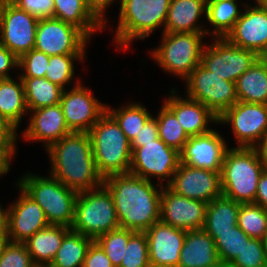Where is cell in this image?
I'll return each mask as SVG.
<instances>
[{
    "instance_id": "4fadbf2b",
    "label": "cell",
    "mask_w": 267,
    "mask_h": 267,
    "mask_svg": "<svg viewBox=\"0 0 267 267\" xmlns=\"http://www.w3.org/2000/svg\"><path fill=\"white\" fill-rule=\"evenodd\" d=\"M38 21L9 0H4L0 8V44L19 59L34 49Z\"/></svg>"
},
{
    "instance_id": "484cf974",
    "label": "cell",
    "mask_w": 267,
    "mask_h": 267,
    "mask_svg": "<svg viewBox=\"0 0 267 267\" xmlns=\"http://www.w3.org/2000/svg\"><path fill=\"white\" fill-rule=\"evenodd\" d=\"M69 230L67 226L49 224L24 242L34 264L50 265Z\"/></svg>"
},
{
    "instance_id": "f1b7e54d",
    "label": "cell",
    "mask_w": 267,
    "mask_h": 267,
    "mask_svg": "<svg viewBox=\"0 0 267 267\" xmlns=\"http://www.w3.org/2000/svg\"><path fill=\"white\" fill-rule=\"evenodd\" d=\"M17 80L12 77L0 79V116L7 119L16 128L22 122L23 115L29 112L23 80L20 76Z\"/></svg>"
},
{
    "instance_id": "74e56055",
    "label": "cell",
    "mask_w": 267,
    "mask_h": 267,
    "mask_svg": "<svg viewBox=\"0 0 267 267\" xmlns=\"http://www.w3.org/2000/svg\"><path fill=\"white\" fill-rule=\"evenodd\" d=\"M85 54H60L52 55L46 69L45 78L66 89L65 87L73 82L75 76L74 61H83Z\"/></svg>"
},
{
    "instance_id": "e575fe53",
    "label": "cell",
    "mask_w": 267,
    "mask_h": 267,
    "mask_svg": "<svg viewBox=\"0 0 267 267\" xmlns=\"http://www.w3.org/2000/svg\"><path fill=\"white\" fill-rule=\"evenodd\" d=\"M216 245L220 261L231 263L251 239L238 225L226 232H207Z\"/></svg>"
},
{
    "instance_id": "30bf717a",
    "label": "cell",
    "mask_w": 267,
    "mask_h": 267,
    "mask_svg": "<svg viewBox=\"0 0 267 267\" xmlns=\"http://www.w3.org/2000/svg\"><path fill=\"white\" fill-rule=\"evenodd\" d=\"M180 164V152L167 146L160 138L141 143L132 151L130 174L152 180L158 177V184L167 186ZM168 179L167 183L164 181Z\"/></svg>"
},
{
    "instance_id": "3957f363",
    "label": "cell",
    "mask_w": 267,
    "mask_h": 267,
    "mask_svg": "<svg viewBox=\"0 0 267 267\" xmlns=\"http://www.w3.org/2000/svg\"><path fill=\"white\" fill-rule=\"evenodd\" d=\"M98 173L104 178L130 172L132 148L116 120L106 111L88 132Z\"/></svg>"
},
{
    "instance_id": "2e32d148",
    "label": "cell",
    "mask_w": 267,
    "mask_h": 267,
    "mask_svg": "<svg viewBox=\"0 0 267 267\" xmlns=\"http://www.w3.org/2000/svg\"><path fill=\"white\" fill-rule=\"evenodd\" d=\"M167 187L178 195L208 204L222 195L221 172L180 163Z\"/></svg>"
},
{
    "instance_id": "ac0fdd59",
    "label": "cell",
    "mask_w": 267,
    "mask_h": 267,
    "mask_svg": "<svg viewBox=\"0 0 267 267\" xmlns=\"http://www.w3.org/2000/svg\"><path fill=\"white\" fill-rule=\"evenodd\" d=\"M19 198L7 207L8 241L24 243L37 231L49 225L41 206L19 186Z\"/></svg>"
},
{
    "instance_id": "52a82bcc",
    "label": "cell",
    "mask_w": 267,
    "mask_h": 267,
    "mask_svg": "<svg viewBox=\"0 0 267 267\" xmlns=\"http://www.w3.org/2000/svg\"><path fill=\"white\" fill-rule=\"evenodd\" d=\"M119 227L113 196L104 185L78 193L71 230L95 240Z\"/></svg>"
},
{
    "instance_id": "ee69618b",
    "label": "cell",
    "mask_w": 267,
    "mask_h": 267,
    "mask_svg": "<svg viewBox=\"0 0 267 267\" xmlns=\"http://www.w3.org/2000/svg\"><path fill=\"white\" fill-rule=\"evenodd\" d=\"M16 7L37 19L54 18L53 0H9Z\"/></svg>"
},
{
    "instance_id": "7c38bea8",
    "label": "cell",
    "mask_w": 267,
    "mask_h": 267,
    "mask_svg": "<svg viewBox=\"0 0 267 267\" xmlns=\"http://www.w3.org/2000/svg\"><path fill=\"white\" fill-rule=\"evenodd\" d=\"M230 124L237 146L254 148L267 134V104L236 102L219 118L218 124Z\"/></svg>"
},
{
    "instance_id": "60d3db41",
    "label": "cell",
    "mask_w": 267,
    "mask_h": 267,
    "mask_svg": "<svg viewBox=\"0 0 267 267\" xmlns=\"http://www.w3.org/2000/svg\"><path fill=\"white\" fill-rule=\"evenodd\" d=\"M231 267H267L263 241L251 238L230 263Z\"/></svg>"
},
{
    "instance_id": "f907efd6",
    "label": "cell",
    "mask_w": 267,
    "mask_h": 267,
    "mask_svg": "<svg viewBox=\"0 0 267 267\" xmlns=\"http://www.w3.org/2000/svg\"><path fill=\"white\" fill-rule=\"evenodd\" d=\"M254 203L267 209V170H264L260 176Z\"/></svg>"
},
{
    "instance_id": "5b68a950",
    "label": "cell",
    "mask_w": 267,
    "mask_h": 267,
    "mask_svg": "<svg viewBox=\"0 0 267 267\" xmlns=\"http://www.w3.org/2000/svg\"><path fill=\"white\" fill-rule=\"evenodd\" d=\"M170 1L120 0L119 21L114 34L117 48L126 50L134 39L144 40L161 26L164 33Z\"/></svg>"
},
{
    "instance_id": "7dc6e473",
    "label": "cell",
    "mask_w": 267,
    "mask_h": 267,
    "mask_svg": "<svg viewBox=\"0 0 267 267\" xmlns=\"http://www.w3.org/2000/svg\"><path fill=\"white\" fill-rule=\"evenodd\" d=\"M17 128L0 116V147H17Z\"/></svg>"
},
{
    "instance_id": "f6af8a7d",
    "label": "cell",
    "mask_w": 267,
    "mask_h": 267,
    "mask_svg": "<svg viewBox=\"0 0 267 267\" xmlns=\"http://www.w3.org/2000/svg\"><path fill=\"white\" fill-rule=\"evenodd\" d=\"M83 267H114L101 246L94 240L86 254Z\"/></svg>"
},
{
    "instance_id": "1f68e13d",
    "label": "cell",
    "mask_w": 267,
    "mask_h": 267,
    "mask_svg": "<svg viewBox=\"0 0 267 267\" xmlns=\"http://www.w3.org/2000/svg\"><path fill=\"white\" fill-rule=\"evenodd\" d=\"M93 238L69 230L63 238L50 267H83L87 251Z\"/></svg>"
},
{
    "instance_id": "ffe728a7",
    "label": "cell",
    "mask_w": 267,
    "mask_h": 267,
    "mask_svg": "<svg viewBox=\"0 0 267 267\" xmlns=\"http://www.w3.org/2000/svg\"><path fill=\"white\" fill-rule=\"evenodd\" d=\"M148 239L151 267H178L186 230L175 228L161 220L145 231Z\"/></svg>"
},
{
    "instance_id": "d4e9b609",
    "label": "cell",
    "mask_w": 267,
    "mask_h": 267,
    "mask_svg": "<svg viewBox=\"0 0 267 267\" xmlns=\"http://www.w3.org/2000/svg\"><path fill=\"white\" fill-rule=\"evenodd\" d=\"M219 261L214 239L204 229L186 231L178 267H209Z\"/></svg>"
},
{
    "instance_id": "9a60e30c",
    "label": "cell",
    "mask_w": 267,
    "mask_h": 267,
    "mask_svg": "<svg viewBox=\"0 0 267 267\" xmlns=\"http://www.w3.org/2000/svg\"><path fill=\"white\" fill-rule=\"evenodd\" d=\"M80 81L76 80L69 92L63 90L59 104L69 130L88 133L106 112L107 105L96 99L91 89L83 87Z\"/></svg>"
},
{
    "instance_id": "bcb514c9",
    "label": "cell",
    "mask_w": 267,
    "mask_h": 267,
    "mask_svg": "<svg viewBox=\"0 0 267 267\" xmlns=\"http://www.w3.org/2000/svg\"><path fill=\"white\" fill-rule=\"evenodd\" d=\"M159 138L158 124L153 115L146 121L144 126L140 129L139 133L132 139L131 148L132 151L136 147H140L141 143H149Z\"/></svg>"
},
{
    "instance_id": "ab89813d",
    "label": "cell",
    "mask_w": 267,
    "mask_h": 267,
    "mask_svg": "<svg viewBox=\"0 0 267 267\" xmlns=\"http://www.w3.org/2000/svg\"><path fill=\"white\" fill-rule=\"evenodd\" d=\"M119 267H151L149 263L148 239L145 232H134L129 237Z\"/></svg>"
},
{
    "instance_id": "4dcf8cb0",
    "label": "cell",
    "mask_w": 267,
    "mask_h": 267,
    "mask_svg": "<svg viewBox=\"0 0 267 267\" xmlns=\"http://www.w3.org/2000/svg\"><path fill=\"white\" fill-rule=\"evenodd\" d=\"M242 9L238 8L237 1L207 0L205 18L214 28L210 35L214 38H225L240 18Z\"/></svg>"
},
{
    "instance_id": "7bdbcfd3",
    "label": "cell",
    "mask_w": 267,
    "mask_h": 267,
    "mask_svg": "<svg viewBox=\"0 0 267 267\" xmlns=\"http://www.w3.org/2000/svg\"><path fill=\"white\" fill-rule=\"evenodd\" d=\"M34 264L24 243L8 241L0 254V267H31Z\"/></svg>"
},
{
    "instance_id": "f546056e",
    "label": "cell",
    "mask_w": 267,
    "mask_h": 267,
    "mask_svg": "<svg viewBox=\"0 0 267 267\" xmlns=\"http://www.w3.org/2000/svg\"><path fill=\"white\" fill-rule=\"evenodd\" d=\"M240 204L224 195L216 197L206 206L203 229L206 232L230 231L238 223Z\"/></svg>"
},
{
    "instance_id": "d590c367",
    "label": "cell",
    "mask_w": 267,
    "mask_h": 267,
    "mask_svg": "<svg viewBox=\"0 0 267 267\" xmlns=\"http://www.w3.org/2000/svg\"><path fill=\"white\" fill-rule=\"evenodd\" d=\"M155 117L158 124L159 138L170 147L179 152L188 141L189 136L175 117V115L163 104Z\"/></svg>"
},
{
    "instance_id": "7a4b0ae2",
    "label": "cell",
    "mask_w": 267,
    "mask_h": 267,
    "mask_svg": "<svg viewBox=\"0 0 267 267\" xmlns=\"http://www.w3.org/2000/svg\"><path fill=\"white\" fill-rule=\"evenodd\" d=\"M45 151L51 162L50 175L69 189L79 193L103 185L88 133L72 132Z\"/></svg>"
},
{
    "instance_id": "e0dca14e",
    "label": "cell",
    "mask_w": 267,
    "mask_h": 267,
    "mask_svg": "<svg viewBox=\"0 0 267 267\" xmlns=\"http://www.w3.org/2000/svg\"><path fill=\"white\" fill-rule=\"evenodd\" d=\"M207 203L190 199L163 186L160 200V220L186 231L203 229Z\"/></svg>"
},
{
    "instance_id": "836d02e7",
    "label": "cell",
    "mask_w": 267,
    "mask_h": 267,
    "mask_svg": "<svg viewBox=\"0 0 267 267\" xmlns=\"http://www.w3.org/2000/svg\"><path fill=\"white\" fill-rule=\"evenodd\" d=\"M106 111L116 120L125 136L132 141L144 126L146 121L152 116L145 106L140 103H129L118 109H111L106 106Z\"/></svg>"
},
{
    "instance_id": "277c9868",
    "label": "cell",
    "mask_w": 267,
    "mask_h": 267,
    "mask_svg": "<svg viewBox=\"0 0 267 267\" xmlns=\"http://www.w3.org/2000/svg\"><path fill=\"white\" fill-rule=\"evenodd\" d=\"M264 170L255 148H229L221 170L222 195L235 202L254 203Z\"/></svg>"
},
{
    "instance_id": "94428289",
    "label": "cell",
    "mask_w": 267,
    "mask_h": 267,
    "mask_svg": "<svg viewBox=\"0 0 267 267\" xmlns=\"http://www.w3.org/2000/svg\"><path fill=\"white\" fill-rule=\"evenodd\" d=\"M31 267H50L48 264H33Z\"/></svg>"
},
{
    "instance_id": "db71d44e",
    "label": "cell",
    "mask_w": 267,
    "mask_h": 267,
    "mask_svg": "<svg viewBox=\"0 0 267 267\" xmlns=\"http://www.w3.org/2000/svg\"><path fill=\"white\" fill-rule=\"evenodd\" d=\"M7 229V208H2L0 203V231H6Z\"/></svg>"
},
{
    "instance_id": "d6a6232c",
    "label": "cell",
    "mask_w": 267,
    "mask_h": 267,
    "mask_svg": "<svg viewBox=\"0 0 267 267\" xmlns=\"http://www.w3.org/2000/svg\"><path fill=\"white\" fill-rule=\"evenodd\" d=\"M23 80L28 110L59 104L63 88L45 77H20Z\"/></svg>"
},
{
    "instance_id": "7402d4cb",
    "label": "cell",
    "mask_w": 267,
    "mask_h": 267,
    "mask_svg": "<svg viewBox=\"0 0 267 267\" xmlns=\"http://www.w3.org/2000/svg\"><path fill=\"white\" fill-rule=\"evenodd\" d=\"M29 112H32L30 123L23 131V138L27 141H41L47 150L64 136L72 133L65 122L60 104L41 107Z\"/></svg>"
},
{
    "instance_id": "44dd1931",
    "label": "cell",
    "mask_w": 267,
    "mask_h": 267,
    "mask_svg": "<svg viewBox=\"0 0 267 267\" xmlns=\"http://www.w3.org/2000/svg\"><path fill=\"white\" fill-rule=\"evenodd\" d=\"M245 4L246 7L233 29L225 37L242 49L262 53L267 45V11L260 5Z\"/></svg>"
},
{
    "instance_id": "6f0895ef",
    "label": "cell",
    "mask_w": 267,
    "mask_h": 267,
    "mask_svg": "<svg viewBox=\"0 0 267 267\" xmlns=\"http://www.w3.org/2000/svg\"><path fill=\"white\" fill-rule=\"evenodd\" d=\"M209 267H231L229 263L223 262V261H219L214 265H211Z\"/></svg>"
},
{
    "instance_id": "9f6ffc18",
    "label": "cell",
    "mask_w": 267,
    "mask_h": 267,
    "mask_svg": "<svg viewBox=\"0 0 267 267\" xmlns=\"http://www.w3.org/2000/svg\"><path fill=\"white\" fill-rule=\"evenodd\" d=\"M259 59L264 62H267V45L265 49L262 51V53L259 55Z\"/></svg>"
},
{
    "instance_id": "8fae6325",
    "label": "cell",
    "mask_w": 267,
    "mask_h": 267,
    "mask_svg": "<svg viewBox=\"0 0 267 267\" xmlns=\"http://www.w3.org/2000/svg\"><path fill=\"white\" fill-rule=\"evenodd\" d=\"M212 39L203 49L201 64L223 80L236 82L259 59L256 52L233 45L226 38Z\"/></svg>"
},
{
    "instance_id": "816d5d0a",
    "label": "cell",
    "mask_w": 267,
    "mask_h": 267,
    "mask_svg": "<svg viewBox=\"0 0 267 267\" xmlns=\"http://www.w3.org/2000/svg\"><path fill=\"white\" fill-rule=\"evenodd\" d=\"M16 147H0V177L8 173Z\"/></svg>"
},
{
    "instance_id": "8d00e7d4",
    "label": "cell",
    "mask_w": 267,
    "mask_h": 267,
    "mask_svg": "<svg viewBox=\"0 0 267 267\" xmlns=\"http://www.w3.org/2000/svg\"><path fill=\"white\" fill-rule=\"evenodd\" d=\"M237 225L251 238L262 240L267 233V209L255 203H241Z\"/></svg>"
},
{
    "instance_id": "cb8c5ba5",
    "label": "cell",
    "mask_w": 267,
    "mask_h": 267,
    "mask_svg": "<svg viewBox=\"0 0 267 267\" xmlns=\"http://www.w3.org/2000/svg\"><path fill=\"white\" fill-rule=\"evenodd\" d=\"M206 1L207 0H171L164 32H195L209 35V30L200 26L203 25L202 23H198L200 20L199 18L206 16Z\"/></svg>"
},
{
    "instance_id": "f35d334b",
    "label": "cell",
    "mask_w": 267,
    "mask_h": 267,
    "mask_svg": "<svg viewBox=\"0 0 267 267\" xmlns=\"http://www.w3.org/2000/svg\"><path fill=\"white\" fill-rule=\"evenodd\" d=\"M134 232L135 231L119 227L108 233H104L95 239L111 260L114 267L120 266L129 237Z\"/></svg>"
},
{
    "instance_id": "681fc988",
    "label": "cell",
    "mask_w": 267,
    "mask_h": 267,
    "mask_svg": "<svg viewBox=\"0 0 267 267\" xmlns=\"http://www.w3.org/2000/svg\"><path fill=\"white\" fill-rule=\"evenodd\" d=\"M86 6L90 11L104 24L107 22L105 19V12L115 0H84ZM120 2V0H119ZM110 5V6H109Z\"/></svg>"
},
{
    "instance_id": "5bb4252c",
    "label": "cell",
    "mask_w": 267,
    "mask_h": 267,
    "mask_svg": "<svg viewBox=\"0 0 267 267\" xmlns=\"http://www.w3.org/2000/svg\"><path fill=\"white\" fill-rule=\"evenodd\" d=\"M90 40L76 26L56 18L39 19L34 49L46 55L85 54Z\"/></svg>"
},
{
    "instance_id": "d6986e66",
    "label": "cell",
    "mask_w": 267,
    "mask_h": 267,
    "mask_svg": "<svg viewBox=\"0 0 267 267\" xmlns=\"http://www.w3.org/2000/svg\"><path fill=\"white\" fill-rule=\"evenodd\" d=\"M229 147L218 131L189 137L180 151V163L196 168L221 172Z\"/></svg>"
},
{
    "instance_id": "6125c7cd",
    "label": "cell",
    "mask_w": 267,
    "mask_h": 267,
    "mask_svg": "<svg viewBox=\"0 0 267 267\" xmlns=\"http://www.w3.org/2000/svg\"><path fill=\"white\" fill-rule=\"evenodd\" d=\"M256 2L255 3H260L262 0H255Z\"/></svg>"
},
{
    "instance_id": "f5cc1de1",
    "label": "cell",
    "mask_w": 267,
    "mask_h": 267,
    "mask_svg": "<svg viewBox=\"0 0 267 267\" xmlns=\"http://www.w3.org/2000/svg\"><path fill=\"white\" fill-rule=\"evenodd\" d=\"M254 148L258 152L263 168L267 170V134Z\"/></svg>"
},
{
    "instance_id": "4316f807",
    "label": "cell",
    "mask_w": 267,
    "mask_h": 267,
    "mask_svg": "<svg viewBox=\"0 0 267 267\" xmlns=\"http://www.w3.org/2000/svg\"><path fill=\"white\" fill-rule=\"evenodd\" d=\"M54 18L80 29L89 39L106 26L90 11L84 0H53Z\"/></svg>"
},
{
    "instance_id": "680465c9",
    "label": "cell",
    "mask_w": 267,
    "mask_h": 267,
    "mask_svg": "<svg viewBox=\"0 0 267 267\" xmlns=\"http://www.w3.org/2000/svg\"><path fill=\"white\" fill-rule=\"evenodd\" d=\"M262 241H263L265 255H266V259H267V233L264 235Z\"/></svg>"
},
{
    "instance_id": "91938a15",
    "label": "cell",
    "mask_w": 267,
    "mask_h": 267,
    "mask_svg": "<svg viewBox=\"0 0 267 267\" xmlns=\"http://www.w3.org/2000/svg\"><path fill=\"white\" fill-rule=\"evenodd\" d=\"M260 5L267 11V0H262Z\"/></svg>"
},
{
    "instance_id": "ba28073f",
    "label": "cell",
    "mask_w": 267,
    "mask_h": 267,
    "mask_svg": "<svg viewBox=\"0 0 267 267\" xmlns=\"http://www.w3.org/2000/svg\"><path fill=\"white\" fill-rule=\"evenodd\" d=\"M206 33L180 32L162 33L159 47L149 52L153 60L167 73L185 80L201 63V56L206 43Z\"/></svg>"
},
{
    "instance_id": "83f0119b",
    "label": "cell",
    "mask_w": 267,
    "mask_h": 267,
    "mask_svg": "<svg viewBox=\"0 0 267 267\" xmlns=\"http://www.w3.org/2000/svg\"><path fill=\"white\" fill-rule=\"evenodd\" d=\"M238 101L267 104V62L258 59L235 82Z\"/></svg>"
},
{
    "instance_id": "9c48e42d",
    "label": "cell",
    "mask_w": 267,
    "mask_h": 267,
    "mask_svg": "<svg viewBox=\"0 0 267 267\" xmlns=\"http://www.w3.org/2000/svg\"><path fill=\"white\" fill-rule=\"evenodd\" d=\"M185 80L186 96L201 102L218 118L238 102L235 82L221 79L201 63Z\"/></svg>"
},
{
    "instance_id": "c3c4849f",
    "label": "cell",
    "mask_w": 267,
    "mask_h": 267,
    "mask_svg": "<svg viewBox=\"0 0 267 267\" xmlns=\"http://www.w3.org/2000/svg\"><path fill=\"white\" fill-rule=\"evenodd\" d=\"M19 59L4 45L0 44V79L11 78L10 69L18 68Z\"/></svg>"
},
{
    "instance_id": "8992f818",
    "label": "cell",
    "mask_w": 267,
    "mask_h": 267,
    "mask_svg": "<svg viewBox=\"0 0 267 267\" xmlns=\"http://www.w3.org/2000/svg\"><path fill=\"white\" fill-rule=\"evenodd\" d=\"M16 185L41 206L49 224L71 227L78 192L51 175L42 177L30 172L23 175Z\"/></svg>"
},
{
    "instance_id": "6da1fadb",
    "label": "cell",
    "mask_w": 267,
    "mask_h": 267,
    "mask_svg": "<svg viewBox=\"0 0 267 267\" xmlns=\"http://www.w3.org/2000/svg\"><path fill=\"white\" fill-rule=\"evenodd\" d=\"M127 174L109 175L103 185L113 196L120 228L145 232L160 220V200L163 186Z\"/></svg>"
},
{
    "instance_id": "b9f144b4",
    "label": "cell",
    "mask_w": 267,
    "mask_h": 267,
    "mask_svg": "<svg viewBox=\"0 0 267 267\" xmlns=\"http://www.w3.org/2000/svg\"><path fill=\"white\" fill-rule=\"evenodd\" d=\"M50 56L44 52L32 49L23 54L18 61L19 70H24L20 77H45L49 65Z\"/></svg>"
},
{
    "instance_id": "603a6c76",
    "label": "cell",
    "mask_w": 267,
    "mask_h": 267,
    "mask_svg": "<svg viewBox=\"0 0 267 267\" xmlns=\"http://www.w3.org/2000/svg\"><path fill=\"white\" fill-rule=\"evenodd\" d=\"M176 92V89L171 90V96L169 94L170 98H165L164 105L175 115L189 137L209 132L211 122L218 124V117L205 105L187 96L185 99L178 97Z\"/></svg>"
},
{
    "instance_id": "11a10c76",
    "label": "cell",
    "mask_w": 267,
    "mask_h": 267,
    "mask_svg": "<svg viewBox=\"0 0 267 267\" xmlns=\"http://www.w3.org/2000/svg\"><path fill=\"white\" fill-rule=\"evenodd\" d=\"M8 242L7 232L0 231V254L2 252L3 247Z\"/></svg>"
},
{
    "instance_id": "be15d7a7",
    "label": "cell",
    "mask_w": 267,
    "mask_h": 267,
    "mask_svg": "<svg viewBox=\"0 0 267 267\" xmlns=\"http://www.w3.org/2000/svg\"><path fill=\"white\" fill-rule=\"evenodd\" d=\"M3 1H4V0H0V8H1V5H2Z\"/></svg>"
}]
</instances>
